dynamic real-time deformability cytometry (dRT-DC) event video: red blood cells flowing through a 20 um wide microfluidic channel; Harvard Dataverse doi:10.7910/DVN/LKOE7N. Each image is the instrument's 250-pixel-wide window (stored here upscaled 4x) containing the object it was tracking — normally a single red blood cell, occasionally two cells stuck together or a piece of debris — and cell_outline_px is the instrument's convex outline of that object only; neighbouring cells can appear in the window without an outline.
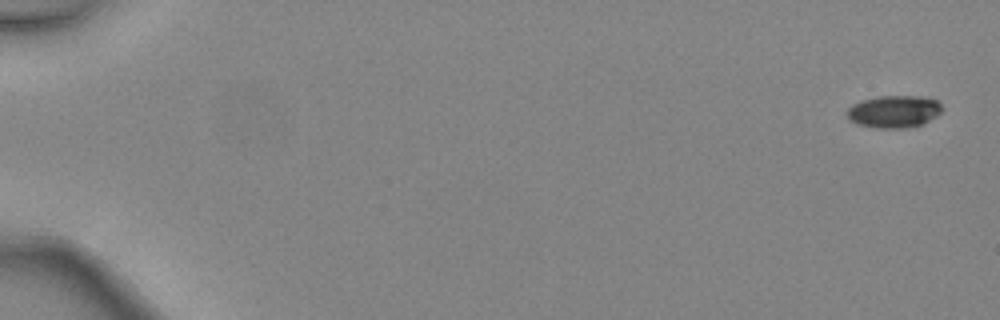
{"species": "common noctule bat (a hibernating species)", "species_latin": "Nyctalus noctula", "temperature_condition": "warm", "stored_images_in_passage": 4, "camera_frame_rate_fps": 3000, "um_per_image_px": 0.085, "animal": {"sex": "female", "body_mass_g": 24.6, "forearm_length_mm": 56.2}, "frame": {"image": 1, "passage_image": 1, "time_ms": 0.0, "image_size_px": [1000, 320], "cell_outline_px": [[940, 112], [936, 116], [924, 124], [912, 128], [876, 128], [856, 124], [848, 120], [844, 112], [852, 104], [860, 100], [880, 96], [924, 96], [936, 100], [940, 104]], "centroid_in_image_um": [75.93, 9.49], "position_along_channel_um": 9.1, "area_um2": 18.26}}
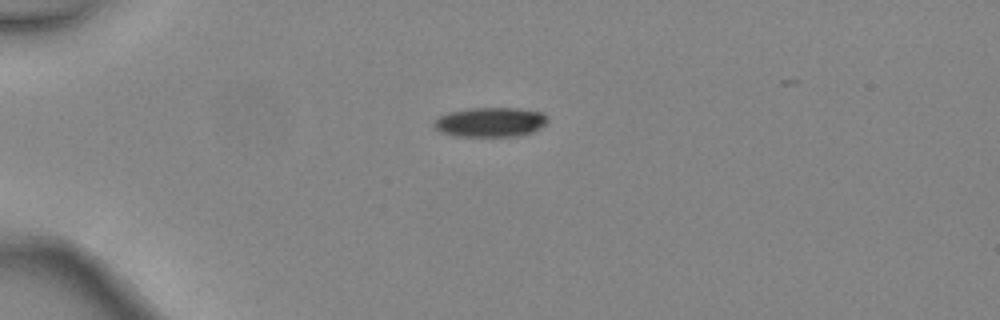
{"frame": {"image": 2, "passage_image": 4, "time_ms": 1.0, "image_size_px": [1000, 320], "cell_outline_px": [[548, 120], [540, 128], [532, 132], [516, 136], [460, 136], [440, 132], [432, 124], [440, 116], [448, 112], [468, 108], [520, 108], [544, 112], [548, 116]], "centroid_in_image_um": [41.71, 10.37], "position_along_channel_um": 43.3, "area_um2": 19.59}}